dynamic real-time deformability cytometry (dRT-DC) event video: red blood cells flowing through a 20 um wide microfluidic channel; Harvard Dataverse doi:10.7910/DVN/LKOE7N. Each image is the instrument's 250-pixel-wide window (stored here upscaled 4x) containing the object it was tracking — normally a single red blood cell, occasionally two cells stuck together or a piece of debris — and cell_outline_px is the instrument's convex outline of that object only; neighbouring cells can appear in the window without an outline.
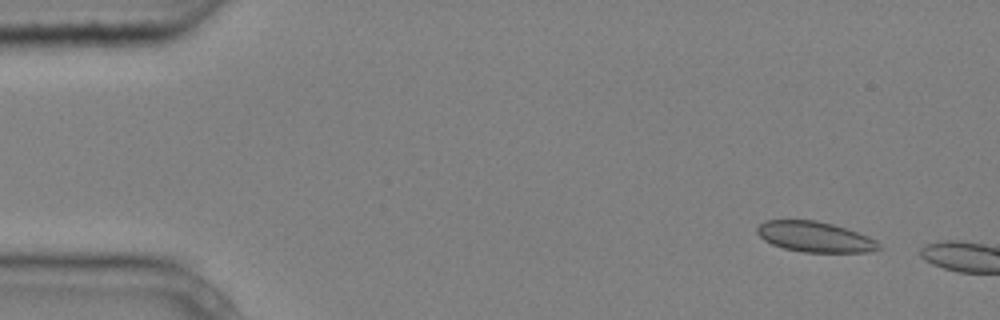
{"species": "common noctule bat (a hibernating species)", "species_latin": "Nyctalus noctula", "temperature_condition": "cold", "stored_images_in_passage": 2, "camera_frame_rate_fps": 3000, "um_per_image_px": 0.085, "animal": {"sex": "male", "body_mass_g": 20.4}, "frame": {"image": 1, "passage_image": 1, "time_ms": 0.0, "image_size_px": [1000, 320], "cell_outline_px": [[884, 248], [872, 252], [804, 252], [784, 248], [772, 244], [764, 240], [756, 232], [756, 228], [760, 224], [768, 220], [816, 220], [832, 224], [868, 236], [876, 240]], "centroid_in_image_um": [69.29, 20.14], "position_along_channel_um": 15.7, "area_um2": 21.56}}